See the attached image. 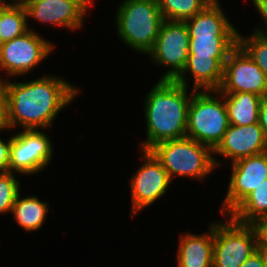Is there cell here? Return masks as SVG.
<instances>
[{
  "label": "cell",
  "mask_w": 267,
  "mask_h": 267,
  "mask_svg": "<svg viewBox=\"0 0 267 267\" xmlns=\"http://www.w3.org/2000/svg\"><path fill=\"white\" fill-rule=\"evenodd\" d=\"M7 86V109L10 129H47L57 115L73 102L80 90L51 75L27 82L3 80ZM78 88V89H77Z\"/></svg>",
  "instance_id": "obj_1"
},
{
  "label": "cell",
  "mask_w": 267,
  "mask_h": 267,
  "mask_svg": "<svg viewBox=\"0 0 267 267\" xmlns=\"http://www.w3.org/2000/svg\"><path fill=\"white\" fill-rule=\"evenodd\" d=\"M188 88L175 80H160L148 92L145 102L146 140L141 150L186 136L188 108L194 89L188 96Z\"/></svg>",
  "instance_id": "obj_2"
},
{
  "label": "cell",
  "mask_w": 267,
  "mask_h": 267,
  "mask_svg": "<svg viewBox=\"0 0 267 267\" xmlns=\"http://www.w3.org/2000/svg\"><path fill=\"white\" fill-rule=\"evenodd\" d=\"M220 5L213 0L185 21L190 36L188 56L227 58L238 45V30Z\"/></svg>",
  "instance_id": "obj_3"
},
{
  "label": "cell",
  "mask_w": 267,
  "mask_h": 267,
  "mask_svg": "<svg viewBox=\"0 0 267 267\" xmlns=\"http://www.w3.org/2000/svg\"><path fill=\"white\" fill-rule=\"evenodd\" d=\"M158 0H123L116 12V30L128 47L147 55L163 22Z\"/></svg>",
  "instance_id": "obj_4"
},
{
  "label": "cell",
  "mask_w": 267,
  "mask_h": 267,
  "mask_svg": "<svg viewBox=\"0 0 267 267\" xmlns=\"http://www.w3.org/2000/svg\"><path fill=\"white\" fill-rule=\"evenodd\" d=\"M149 151L171 180L180 176L202 181L217 168L213 150L187 136L158 143Z\"/></svg>",
  "instance_id": "obj_5"
},
{
  "label": "cell",
  "mask_w": 267,
  "mask_h": 267,
  "mask_svg": "<svg viewBox=\"0 0 267 267\" xmlns=\"http://www.w3.org/2000/svg\"><path fill=\"white\" fill-rule=\"evenodd\" d=\"M229 125L222 93L219 90H195L188 108L186 136L214 150Z\"/></svg>",
  "instance_id": "obj_6"
},
{
  "label": "cell",
  "mask_w": 267,
  "mask_h": 267,
  "mask_svg": "<svg viewBox=\"0 0 267 267\" xmlns=\"http://www.w3.org/2000/svg\"><path fill=\"white\" fill-rule=\"evenodd\" d=\"M227 217L225 222H214L213 267H240L258 249L254 225Z\"/></svg>",
  "instance_id": "obj_7"
},
{
  "label": "cell",
  "mask_w": 267,
  "mask_h": 267,
  "mask_svg": "<svg viewBox=\"0 0 267 267\" xmlns=\"http://www.w3.org/2000/svg\"><path fill=\"white\" fill-rule=\"evenodd\" d=\"M189 32L185 21L163 20L153 49V63L169 67L160 80H175L184 70L189 55Z\"/></svg>",
  "instance_id": "obj_8"
},
{
  "label": "cell",
  "mask_w": 267,
  "mask_h": 267,
  "mask_svg": "<svg viewBox=\"0 0 267 267\" xmlns=\"http://www.w3.org/2000/svg\"><path fill=\"white\" fill-rule=\"evenodd\" d=\"M54 44L30 29L20 37L3 43L0 49V70L15 77L26 75L47 59Z\"/></svg>",
  "instance_id": "obj_9"
},
{
  "label": "cell",
  "mask_w": 267,
  "mask_h": 267,
  "mask_svg": "<svg viewBox=\"0 0 267 267\" xmlns=\"http://www.w3.org/2000/svg\"><path fill=\"white\" fill-rule=\"evenodd\" d=\"M49 138L39 129L12 134L9 171L27 176L43 171L53 157L54 146Z\"/></svg>",
  "instance_id": "obj_10"
},
{
  "label": "cell",
  "mask_w": 267,
  "mask_h": 267,
  "mask_svg": "<svg viewBox=\"0 0 267 267\" xmlns=\"http://www.w3.org/2000/svg\"><path fill=\"white\" fill-rule=\"evenodd\" d=\"M140 159L144 163L131 176L130 190L132 200V218L144 208L160 199L173 180L162 164L148 150L142 151Z\"/></svg>",
  "instance_id": "obj_11"
},
{
  "label": "cell",
  "mask_w": 267,
  "mask_h": 267,
  "mask_svg": "<svg viewBox=\"0 0 267 267\" xmlns=\"http://www.w3.org/2000/svg\"><path fill=\"white\" fill-rule=\"evenodd\" d=\"M221 93L267 95V78L251 57L237 45L228 55L223 69Z\"/></svg>",
  "instance_id": "obj_12"
},
{
  "label": "cell",
  "mask_w": 267,
  "mask_h": 267,
  "mask_svg": "<svg viewBox=\"0 0 267 267\" xmlns=\"http://www.w3.org/2000/svg\"><path fill=\"white\" fill-rule=\"evenodd\" d=\"M231 165L227 194L220 209L224 216L267 179V152L239 159Z\"/></svg>",
  "instance_id": "obj_13"
},
{
  "label": "cell",
  "mask_w": 267,
  "mask_h": 267,
  "mask_svg": "<svg viewBox=\"0 0 267 267\" xmlns=\"http://www.w3.org/2000/svg\"><path fill=\"white\" fill-rule=\"evenodd\" d=\"M92 5L93 0H31L25 9L28 19L78 31Z\"/></svg>",
  "instance_id": "obj_14"
},
{
  "label": "cell",
  "mask_w": 267,
  "mask_h": 267,
  "mask_svg": "<svg viewBox=\"0 0 267 267\" xmlns=\"http://www.w3.org/2000/svg\"><path fill=\"white\" fill-rule=\"evenodd\" d=\"M267 152V139L259 123L246 126L230 124L222 140L213 150L216 167L220 165L216 154L235 162L239 159Z\"/></svg>",
  "instance_id": "obj_15"
},
{
  "label": "cell",
  "mask_w": 267,
  "mask_h": 267,
  "mask_svg": "<svg viewBox=\"0 0 267 267\" xmlns=\"http://www.w3.org/2000/svg\"><path fill=\"white\" fill-rule=\"evenodd\" d=\"M184 234L179 239L177 266L213 267L214 222L210 223L207 234Z\"/></svg>",
  "instance_id": "obj_16"
},
{
  "label": "cell",
  "mask_w": 267,
  "mask_h": 267,
  "mask_svg": "<svg viewBox=\"0 0 267 267\" xmlns=\"http://www.w3.org/2000/svg\"><path fill=\"white\" fill-rule=\"evenodd\" d=\"M227 58L188 56L186 66L175 79L176 82L188 86L185 74H192L194 90H218L223 80L224 63Z\"/></svg>",
  "instance_id": "obj_17"
},
{
  "label": "cell",
  "mask_w": 267,
  "mask_h": 267,
  "mask_svg": "<svg viewBox=\"0 0 267 267\" xmlns=\"http://www.w3.org/2000/svg\"><path fill=\"white\" fill-rule=\"evenodd\" d=\"M229 124L246 126L258 123L261 96L253 93H222Z\"/></svg>",
  "instance_id": "obj_18"
},
{
  "label": "cell",
  "mask_w": 267,
  "mask_h": 267,
  "mask_svg": "<svg viewBox=\"0 0 267 267\" xmlns=\"http://www.w3.org/2000/svg\"><path fill=\"white\" fill-rule=\"evenodd\" d=\"M20 192L16 196L11 214L15 221L24 231H37L44 224L47 213L49 212L48 202L40 201L37 196L30 195L20 197Z\"/></svg>",
  "instance_id": "obj_19"
},
{
  "label": "cell",
  "mask_w": 267,
  "mask_h": 267,
  "mask_svg": "<svg viewBox=\"0 0 267 267\" xmlns=\"http://www.w3.org/2000/svg\"><path fill=\"white\" fill-rule=\"evenodd\" d=\"M267 215V179L250 192L229 214L242 224H253Z\"/></svg>",
  "instance_id": "obj_20"
},
{
  "label": "cell",
  "mask_w": 267,
  "mask_h": 267,
  "mask_svg": "<svg viewBox=\"0 0 267 267\" xmlns=\"http://www.w3.org/2000/svg\"><path fill=\"white\" fill-rule=\"evenodd\" d=\"M30 30L25 7L0 5V37L3 43Z\"/></svg>",
  "instance_id": "obj_21"
},
{
  "label": "cell",
  "mask_w": 267,
  "mask_h": 267,
  "mask_svg": "<svg viewBox=\"0 0 267 267\" xmlns=\"http://www.w3.org/2000/svg\"><path fill=\"white\" fill-rule=\"evenodd\" d=\"M213 0H158L164 20L186 21L202 11Z\"/></svg>",
  "instance_id": "obj_22"
},
{
  "label": "cell",
  "mask_w": 267,
  "mask_h": 267,
  "mask_svg": "<svg viewBox=\"0 0 267 267\" xmlns=\"http://www.w3.org/2000/svg\"><path fill=\"white\" fill-rule=\"evenodd\" d=\"M238 45L260 67L267 78V36L253 32L246 38L238 32Z\"/></svg>",
  "instance_id": "obj_23"
},
{
  "label": "cell",
  "mask_w": 267,
  "mask_h": 267,
  "mask_svg": "<svg viewBox=\"0 0 267 267\" xmlns=\"http://www.w3.org/2000/svg\"><path fill=\"white\" fill-rule=\"evenodd\" d=\"M20 188V182L12 172H0V214L12 212Z\"/></svg>",
  "instance_id": "obj_24"
},
{
  "label": "cell",
  "mask_w": 267,
  "mask_h": 267,
  "mask_svg": "<svg viewBox=\"0 0 267 267\" xmlns=\"http://www.w3.org/2000/svg\"><path fill=\"white\" fill-rule=\"evenodd\" d=\"M7 130L10 132L7 109V86L3 80H0V132Z\"/></svg>",
  "instance_id": "obj_25"
},
{
  "label": "cell",
  "mask_w": 267,
  "mask_h": 267,
  "mask_svg": "<svg viewBox=\"0 0 267 267\" xmlns=\"http://www.w3.org/2000/svg\"><path fill=\"white\" fill-rule=\"evenodd\" d=\"M11 142L12 136L7 141L0 139V172H9Z\"/></svg>",
  "instance_id": "obj_26"
},
{
  "label": "cell",
  "mask_w": 267,
  "mask_h": 267,
  "mask_svg": "<svg viewBox=\"0 0 267 267\" xmlns=\"http://www.w3.org/2000/svg\"><path fill=\"white\" fill-rule=\"evenodd\" d=\"M252 3H254L253 6H255L256 11L259 13V15L262 18V21L265 29L262 27H254L253 29L255 33L261 34L263 36H267V0H252Z\"/></svg>",
  "instance_id": "obj_27"
},
{
  "label": "cell",
  "mask_w": 267,
  "mask_h": 267,
  "mask_svg": "<svg viewBox=\"0 0 267 267\" xmlns=\"http://www.w3.org/2000/svg\"><path fill=\"white\" fill-rule=\"evenodd\" d=\"M258 238V246L267 247V215L253 223Z\"/></svg>",
  "instance_id": "obj_28"
},
{
  "label": "cell",
  "mask_w": 267,
  "mask_h": 267,
  "mask_svg": "<svg viewBox=\"0 0 267 267\" xmlns=\"http://www.w3.org/2000/svg\"><path fill=\"white\" fill-rule=\"evenodd\" d=\"M258 123L260 127L263 129L264 135L267 139V95L262 97L260 103Z\"/></svg>",
  "instance_id": "obj_29"
},
{
  "label": "cell",
  "mask_w": 267,
  "mask_h": 267,
  "mask_svg": "<svg viewBox=\"0 0 267 267\" xmlns=\"http://www.w3.org/2000/svg\"><path fill=\"white\" fill-rule=\"evenodd\" d=\"M240 267H265L261 253L257 250Z\"/></svg>",
  "instance_id": "obj_30"
},
{
  "label": "cell",
  "mask_w": 267,
  "mask_h": 267,
  "mask_svg": "<svg viewBox=\"0 0 267 267\" xmlns=\"http://www.w3.org/2000/svg\"><path fill=\"white\" fill-rule=\"evenodd\" d=\"M31 0H0L1 6L25 7Z\"/></svg>",
  "instance_id": "obj_31"
},
{
  "label": "cell",
  "mask_w": 267,
  "mask_h": 267,
  "mask_svg": "<svg viewBox=\"0 0 267 267\" xmlns=\"http://www.w3.org/2000/svg\"><path fill=\"white\" fill-rule=\"evenodd\" d=\"M257 250L261 253V256L264 261V266L267 267V247L258 246Z\"/></svg>",
  "instance_id": "obj_32"
},
{
  "label": "cell",
  "mask_w": 267,
  "mask_h": 267,
  "mask_svg": "<svg viewBox=\"0 0 267 267\" xmlns=\"http://www.w3.org/2000/svg\"><path fill=\"white\" fill-rule=\"evenodd\" d=\"M2 45H3V42H2L1 37H0V49H1Z\"/></svg>",
  "instance_id": "obj_33"
}]
</instances>
